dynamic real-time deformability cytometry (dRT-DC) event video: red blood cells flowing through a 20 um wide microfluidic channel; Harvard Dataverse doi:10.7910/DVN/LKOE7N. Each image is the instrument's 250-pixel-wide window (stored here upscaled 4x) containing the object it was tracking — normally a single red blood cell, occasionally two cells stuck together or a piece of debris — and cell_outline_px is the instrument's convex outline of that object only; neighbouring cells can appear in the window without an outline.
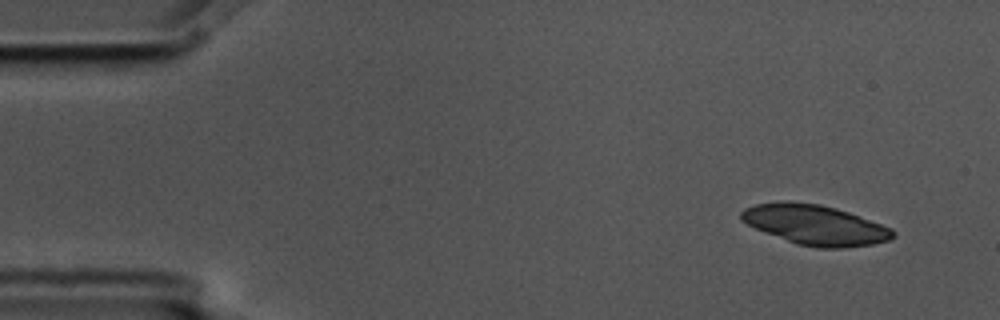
{"species": "common noctule bat (a hibernating species)", "species_latin": "Nyctalus noctula", "temperature_condition": "cold", "stored_images_in_passage": 6, "segment_of_instrument_passage": [2, 2], "camera_frame_rate_fps": 3000, "um_per_image_px": 0.085, "animal": {"sex": "male", "body_mass_g": 17.5, "forearm_length_mm": 52.3}, "frame": {"image": 1, "passage_image": 6, "time_ms": 1.667, "image_size_px": [1000, 320], "cell_outline_px": [[896, 236], [888, 240], [872, 244], [844, 248], [816, 248], [796, 244], [756, 228], [740, 220], [740, 212], [744, 208], [756, 204], [820, 204], [836, 208], [848, 212], [892, 228], [896, 232]], "centroid_in_image_um": [69.35, 19.16], "position_along_channel_um": 15.7, "area_um2": 34.45}}